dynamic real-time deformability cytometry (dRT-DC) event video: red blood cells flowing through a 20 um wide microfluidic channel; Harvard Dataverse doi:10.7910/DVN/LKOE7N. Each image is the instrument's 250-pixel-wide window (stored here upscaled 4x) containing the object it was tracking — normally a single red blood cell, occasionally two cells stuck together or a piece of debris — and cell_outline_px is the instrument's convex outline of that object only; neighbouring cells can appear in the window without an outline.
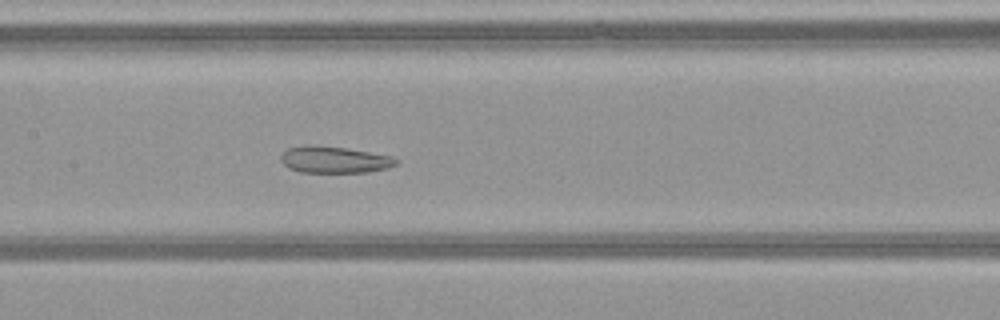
{"species": "common noctule bat (a hibernating species)", "species_latin": "Nyctalus noctula", "temperature_condition": "warm", "stored_images_in_passage": 42, "camera_frame_rate_fps": 3000, "um_per_image_px": 0.085, "animal": {"sex": "female", "body_mass_g": 21.9}, "frame": {"image": 1, "passage_image": 16, "time_ms": 5.0, "image_size_px": [1000, 320], "cell_outline_px": [[400, 160], [396, 164], [388, 168], [368, 172], [300, 172], [288, 168], [280, 160], [280, 156], [288, 148], [308, 144], [312, 144], [348, 148], [392, 156]], "centroid_in_image_um": [28.42, 13.56], "position_along_channel_um": 179.0, "area_um2": 18.09}}
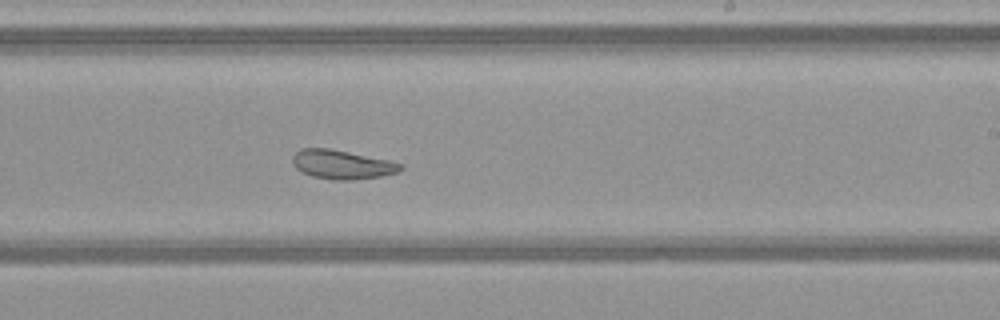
{"frame": {"image": 2, "passage_image": 22, "time_ms": 7.0, "image_size_px": [1000, 320], "cell_outline_px": [[404, 168], [400, 172], [380, 176], [352, 180], [332, 180], [312, 176], [296, 168], [292, 164], [292, 156], [300, 148], [332, 148], [388, 160], [404, 164]], "centroid_in_image_um": [29.08, 13.98], "position_along_channel_um": 259.9, "area_um2": 18.44}}
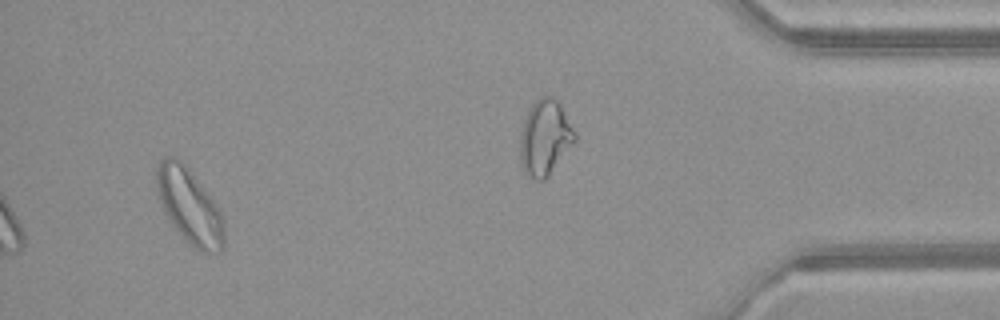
{"frame": {"image": 3, "passage_image": 39, "time_ms": 12.667, "image_size_px": [1000, 320], "cell_outline_px": [[224, 248], [220, 252], [204, 252], [196, 248], [168, 220], [160, 200], [156, 188], [156, 172], [160, 160], [164, 156], [176, 156], [184, 164], [204, 188], [224, 216]], "centroid_in_image_um": [16.11, 17.5], "position_along_channel_um": 419.1, "area_um2": 29.13}, "authors_computed_cell_mechanics": {"area_um2": 21.7617, "velocity_mm_per_s": 4.0633, "shape_relaxation_time_tau1_ms": null, "shape_relaxation_time_tau2_ms": 2.3067, "deformation_change_tau1": null, "deformation_change_tau2": 0.099}}